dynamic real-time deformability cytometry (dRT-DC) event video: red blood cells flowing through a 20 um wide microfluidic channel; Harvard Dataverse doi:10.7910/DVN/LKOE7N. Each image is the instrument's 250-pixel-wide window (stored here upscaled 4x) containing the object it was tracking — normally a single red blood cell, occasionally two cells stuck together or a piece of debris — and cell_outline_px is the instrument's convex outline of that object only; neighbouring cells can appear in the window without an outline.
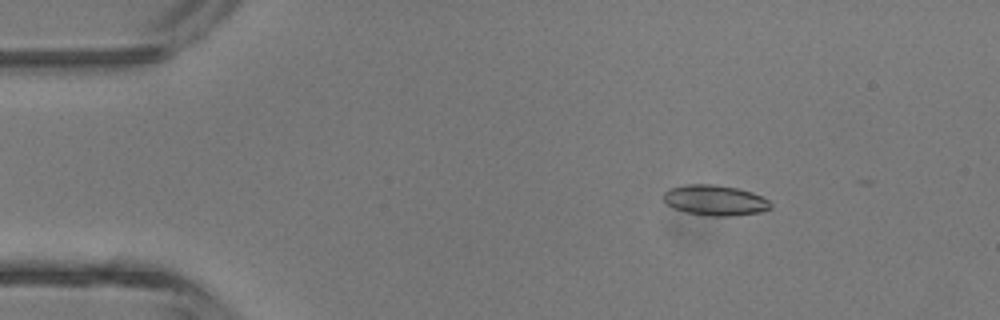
{"species": "common noctule bat (a hibernating species)", "species_latin": "Nyctalus noctula", "temperature_condition": "room temperature", "stored_images_in_passage": 5, "camera_frame_rate_fps": 3000, "um_per_image_px": 0.085, "animal": {"sex": "male", "body_mass_g": 13.3}, "frame": {"image": 1, "passage_image": 2, "time_ms": 1.0, "image_size_px": [1000, 320], "cell_outline_px": [[772, 208], [760, 212], [732, 216], [708, 216], [684, 212], [672, 208], [660, 196], [668, 188], [688, 184], [716, 184], [740, 188], [752, 192], [768, 200], [772, 204]], "centroid_in_image_um": [60.75, 17.02], "position_along_channel_um": 24.3, "area_um2": 19.36}}
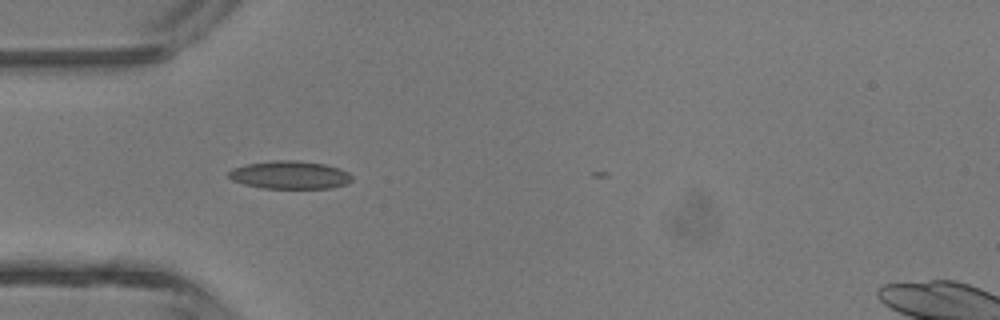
{"frame": {"image": 2, "passage_image": 4, "time_ms": 3.333, "image_size_px": [1000, 320], "cell_outline_px": [[352, 180], [344, 184], [332, 188], [260, 188], [244, 184], [232, 180], [228, 176], [228, 172], [232, 168], [248, 164], [272, 160], [296, 160], [324, 164], [340, 168], [348, 172], [352, 176]], "centroid_in_image_um": [24.63, 14.87], "position_along_channel_um": 60.4, "area_um2": 20.11}}